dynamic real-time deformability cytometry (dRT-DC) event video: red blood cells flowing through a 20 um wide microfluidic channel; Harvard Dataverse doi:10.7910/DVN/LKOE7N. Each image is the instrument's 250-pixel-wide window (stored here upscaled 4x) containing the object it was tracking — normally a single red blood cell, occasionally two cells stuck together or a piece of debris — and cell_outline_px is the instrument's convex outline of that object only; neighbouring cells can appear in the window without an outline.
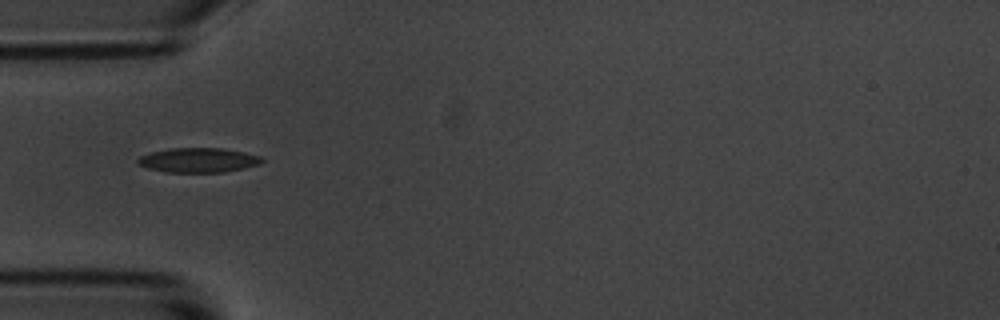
{"species": "common noctule bat (a hibernating species)", "species_latin": "Nyctalus noctula", "temperature_condition": "room temperature", "stored_images_in_passage": 38, "camera_frame_rate_fps": 3000, "um_per_image_px": 0.085, "animal": {"sex": "male", "body_mass_g": 20.1, "forearm_length_mm": 53.5}, "frame": {"image": 1, "passage_image": 1, "time_ms": 0.0, "image_size_px": [1000, 320], "cell_outline_px": [[264, 160], [260, 164], [244, 168], [224, 172], [164, 172], [148, 168], [136, 164], [136, 160], [140, 156], [152, 152], [168, 148], [220, 148], [244, 152], [260, 156]], "centroid_in_image_um": [16.83, 13.61], "position_along_channel_um": 68.2, "area_um2": 17.8}}
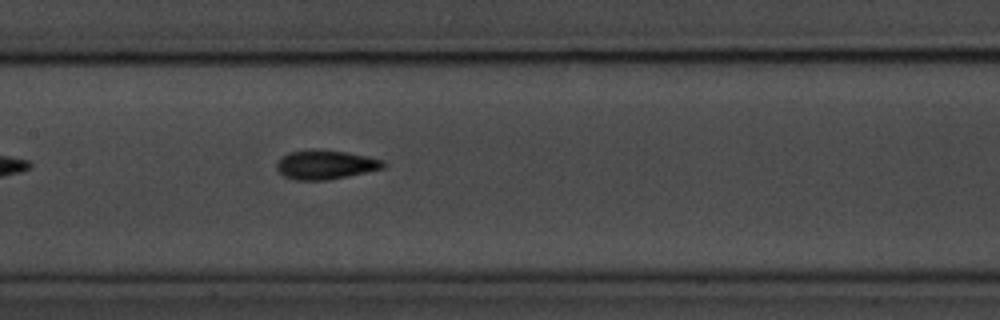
{"frame": {"image": 2, "passage_image": 10, "time_ms": 3.0, "image_size_px": [1000, 320], "cell_outline_px": [[388, 164], [384, 168], [348, 176], [328, 180], [296, 180], [284, 176], [276, 168], [276, 164], [288, 152], [344, 152], [384, 160]], "centroid_in_image_um": [27.71, 14.05], "position_along_channel_um": 179.7, "area_um2": 17.28}}
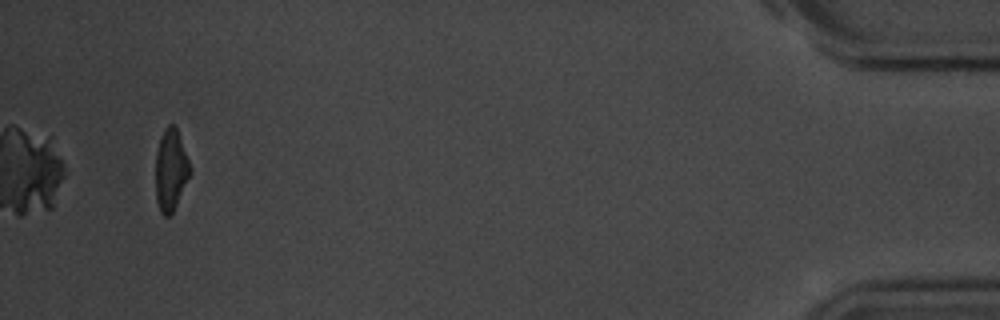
{"frame": {"image": 3, "passage_image": 36, "time_ms": 11.667, "image_size_px": [1000, 320], "cell_outline_px": [[192, 172], [172, 212], [168, 216], [164, 216], [160, 212], [156, 200], [156, 152], [160, 136], [164, 128], [168, 124], [176, 124], [192, 168]], "centroid_in_image_um": [14.53, 14.39], "position_along_channel_um": 420.7, "area_um2": 16.65}, "authors_computed_cell_mechanics": {"area_um2": 17.34, "velocity_mm_per_s": 3.6903, "shape_relaxation_time_tau1_ms": 3.0987, "shape_relaxation_time_tau2_ms": 1.2553, "deformation_change_tau1": 0.1409, "deformation_change_tau2": 0.0649}}